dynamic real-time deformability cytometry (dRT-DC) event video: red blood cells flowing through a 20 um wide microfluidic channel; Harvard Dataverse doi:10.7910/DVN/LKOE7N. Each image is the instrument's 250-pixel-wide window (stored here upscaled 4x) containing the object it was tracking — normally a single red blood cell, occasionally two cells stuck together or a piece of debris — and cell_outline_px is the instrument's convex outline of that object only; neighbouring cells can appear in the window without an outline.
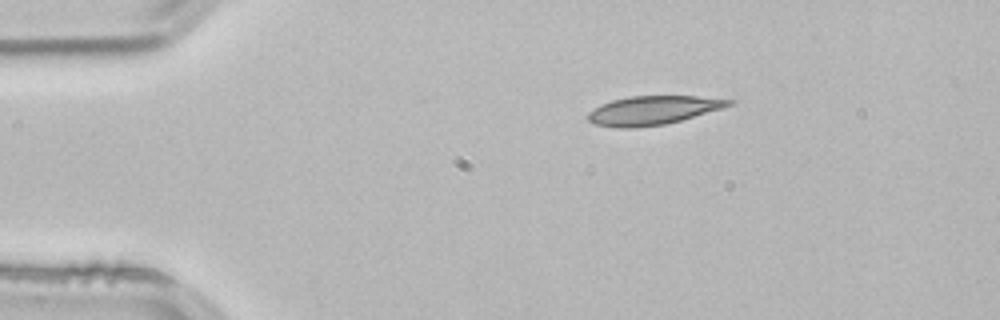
{"species": "common noctule bat (a hibernating species)", "species_latin": "Nyctalus noctula", "temperature_condition": "room temperature", "stored_images_in_passage": 44, "camera_frame_rate_fps": 3000, "um_per_image_px": 0.085, "animal": {"sex": "male", "body_mass_g": 21.5, "forearm_length_mm": 52.0}, "frame": {"image": 1, "passage_image": 1, "time_ms": 0.0, "image_size_px": [1000, 320], "cell_outline_px": [[736, 104], [680, 120], [664, 124], [632, 128], [620, 128], [596, 124], [588, 120], [584, 116], [588, 112], [600, 104], [612, 100], [632, 96], [696, 96], [736, 100]], "centroid_in_image_um": [55.49, 9.37], "position_along_channel_um": 29.5, "area_um2": 23.58}}
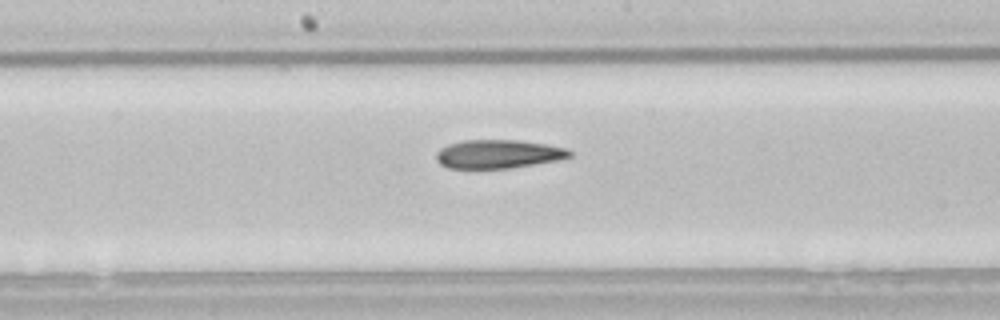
{"frame": {"image": 2, "passage_image": 19, "time_ms": 6.0, "image_size_px": [1000, 320], "cell_outline_px": [[572, 156], [556, 160], [508, 168], [448, 168], [440, 164], [436, 160], [436, 152], [440, 148], [448, 144], [464, 140], [516, 140], [548, 144], [564, 148], [572, 152]], "centroid_in_image_um": [42.31, 13.08], "position_along_channel_um": 205.9, "area_um2": 22.08}}
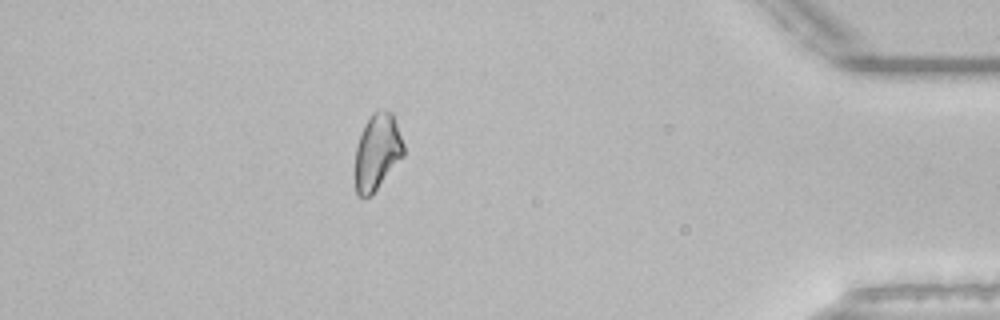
{"frame": {"image": 3, "passage_image": 38, "time_ms": 12.333, "image_size_px": [1000, 320], "cell_outline_px": [[404, 156], [372, 196], [360, 196], [356, 192], [352, 176], [352, 172], [356, 148], [364, 124], [372, 112], [384, 108], [392, 112], [404, 144]], "centroid_in_image_um": [32.03, 12.94], "position_along_channel_um": 403.2, "area_um2": 22.31}}